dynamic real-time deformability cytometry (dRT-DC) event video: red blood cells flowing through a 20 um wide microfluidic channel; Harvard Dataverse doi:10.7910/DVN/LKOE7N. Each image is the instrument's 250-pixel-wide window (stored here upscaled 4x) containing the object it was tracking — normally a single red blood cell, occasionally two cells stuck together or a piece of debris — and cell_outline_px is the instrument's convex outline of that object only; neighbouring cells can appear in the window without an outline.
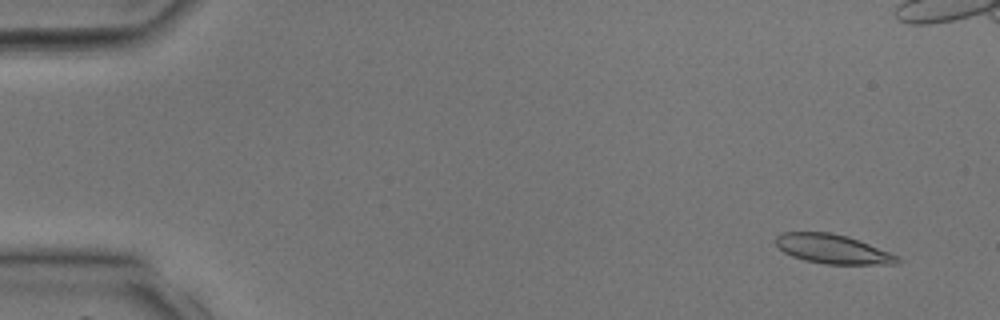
{"species": "common noctule bat (a hibernating species)", "species_latin": "Nyctalus noctula", "temperature_condition": "room temperature", "stored_images_in_passage": 13, "camera_frame_rate_fps": 3000, "um_per_image_px": 0.085, "animal": {"sex": "male", "body_mass_g": 17.9, "forearm_length_mm": 54.2}, "frame": {"image": 1, "passage_image": 3, "time_ms": 0.667, "image_size_px": [1000, 320], "cell_outline_px": [[900, 264], [824, 264], [804, 260], [792, 256], [784, 252], [776, 244], [776, 236], [780, 232], [832, 232], [848, 236], [900, 256]], "centroid_in_image_um": [70.79, 21.17], "position_along_channel_um": 14.2, "area_um2": 20.81}}